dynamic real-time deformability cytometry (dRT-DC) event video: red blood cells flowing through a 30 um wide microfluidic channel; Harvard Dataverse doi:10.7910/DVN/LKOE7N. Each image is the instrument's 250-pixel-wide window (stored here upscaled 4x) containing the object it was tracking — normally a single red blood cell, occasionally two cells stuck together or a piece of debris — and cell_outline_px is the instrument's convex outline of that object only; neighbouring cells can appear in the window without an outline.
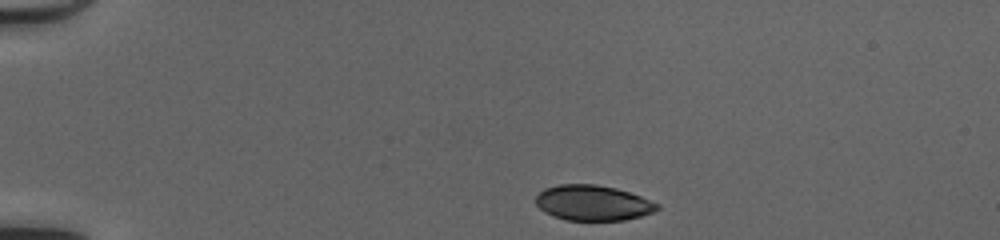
{"species": "common noctule bat (a hibernating species)", "species_latin": "Nyctalus noctula", "temperature_condition": "cold", "stored_images_in_passage": 41, "camera_frame_rate_fps": 3000, "um_per_image_px": 0.085, "animal": {"sex": "female", "body_mass_g": 20.0, "forearm_length_mm": 54.0}, "frame": {"image": 1, "passage_image": 1, "time_ms": 0.0, "image_size_px": [1000, 240], "cell_outline_px": [[660, 208], [652, 212], [640, 216], [624, 220], [564, 220], [552, 216], [544, 212], [536, 204], [536, 196], [544, 188], [560, 184], [596, 184], [616, 188], [640, 196], [660, 204]], "centroid_in_image_um": [50.38, 17.24], "position_along_channel_um": 34.6, "area_um2": 25.03}}
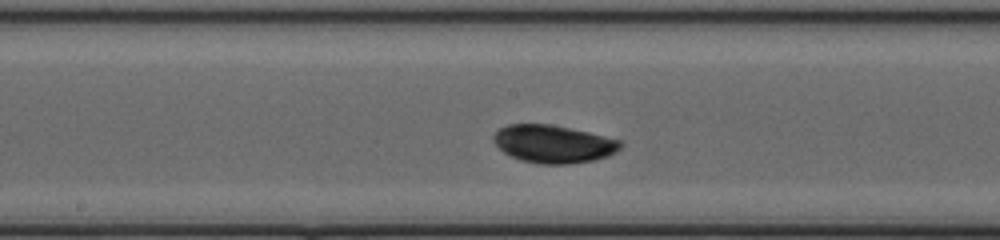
{"frame": {"image": 2, "passage_image": 18, "time_ms": 5.667, "image_size_px": [1000, 240], "cell_outline_px": [[624, 144], [616, 152], [608, 156], [592, 160], [568, 164], [540, 164], [520, 160], [504, 152], [492, 140], [492, 136], [500, 128], [508, 124], [548, 124], [588, 132], [620, 140]], "centroid_in_image_um": [47.03, 12.24], "position_along_channel_um": 201.2, "area_um2": 27.8}}
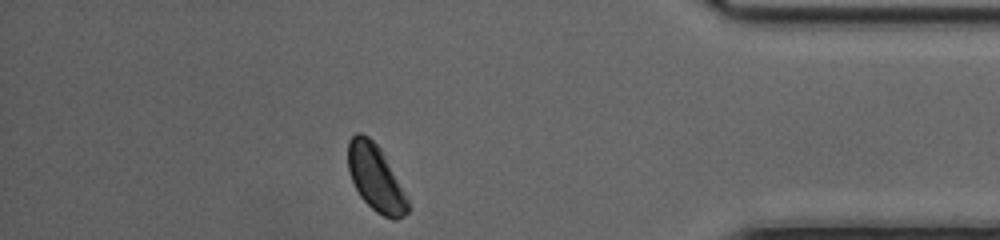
{"frame": {"image": 3, "passage_image": 35, "time_ms": 11.333, "image_size_px": [1000, 240], "cell_outline_px": [[408, 212], [404, 216], [396, 220], [392, 220], [376, 212], [360, 196], [352, 180], [348, 168], [348, 140], [356, 132], [360, 132], [368, 136], [380, 148], [408, 200]], "centroid_in_image_um": [31.91, 15.13], "position_along_channel_um": 403.3, "area_um2": 22.66}, "authors_computed_cell_mechanics": {"area_um2": 26.3568, "velocity_mm_per_s": 4.0907, "shape_relaxation_time_tau1_ms": 2.6793, "shape_relaxation_time_tau2_ms": null, "deformation_change_tau1": 0.1475, "deformation_change_tau2": null}}